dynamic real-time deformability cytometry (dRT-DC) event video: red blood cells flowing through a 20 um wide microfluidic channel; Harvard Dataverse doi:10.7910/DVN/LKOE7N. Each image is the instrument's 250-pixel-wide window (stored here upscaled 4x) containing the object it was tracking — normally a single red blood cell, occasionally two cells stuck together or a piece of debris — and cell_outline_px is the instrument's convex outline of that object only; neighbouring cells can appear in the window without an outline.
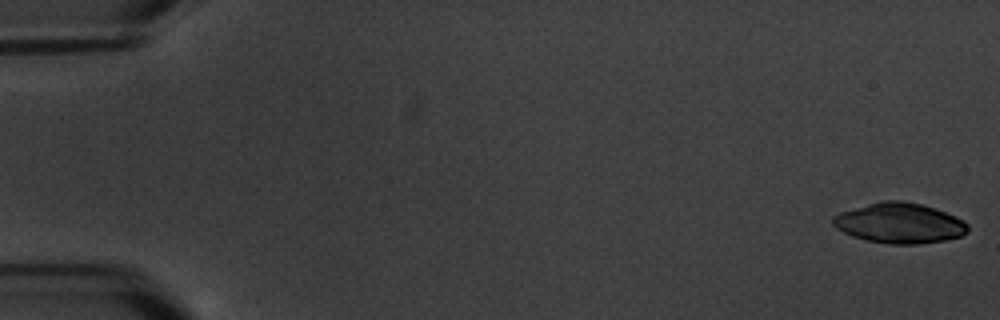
{"species": "common noctule bat (a hibernating species)", "species_latin": "Nyctalus noctula", "temperature_condition": "warm", "stored_images_in_passage": 16, "camera_frame_rate_fps": 3000, "um_per_image_px": 0.085, "animal": {"sex": "male", "body_mass_g": 20.1, "forearm_length_mm": 53.5}, "frame": {"image": 1, "passage_image": 1, "time_ms": 0.0, "image_size_px": [1000, 320], "cell_outline_px": [[968, 232], [960, 236], [944, 240], [920, 244], [888, 244], [868, 240], [852, 236], [836, 228], [832, 224], [832, 216], [840, 212], [880, 200], [904, 200], [936, 208], [964, 220], [968, 224]], "centroid_in_image_um": [76.45, 18.95], "position_along_channel_um": 8.5, "area_um2": 31.79}}
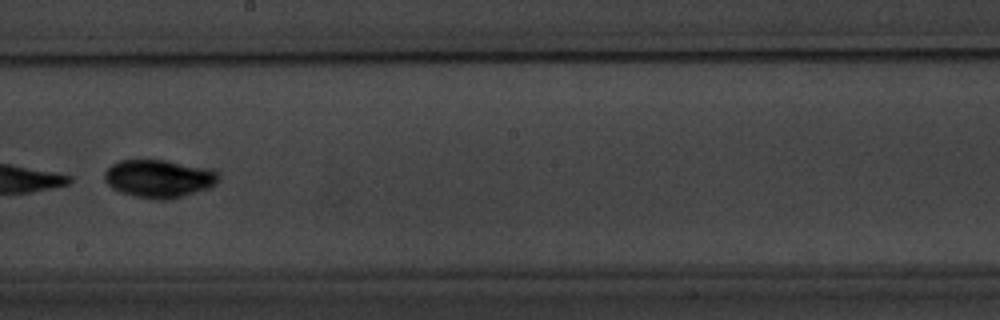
{"frame": {"image": 2, "passage_image": 10, "time_ms": 11.333, "image_size_px": [1000, 320], "cell_outline_px": [[220, 176], [216, 184], [208, 188], [196, 192], [168, 200], [160, 200], [132, 196], [120, 192], [112, 188], [104, 180], [104, 172], [112, 164], [120, 160], [164, 160], [212, 168], [220, 172]], "centroid_in_image_um": [13.53, 15.18], "position_along_channel_um": 234.7, "area_um2": 25.49}}
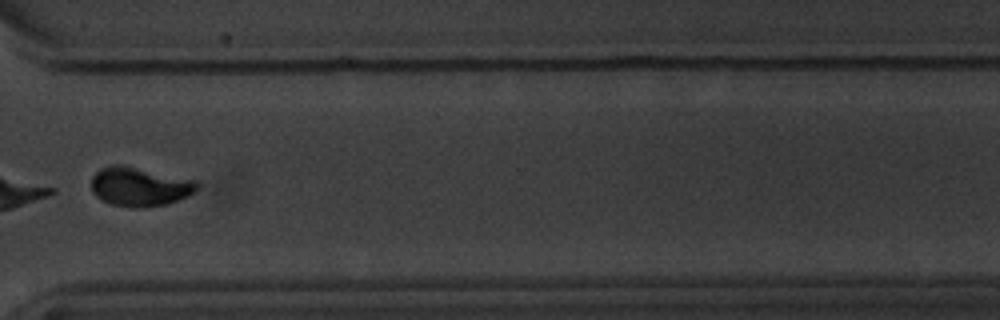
{"frame": {"image": 3, "passage_image": 13, "time_ms": 15.0, "image_size_px": [1000, 320], "cell_outline_px": [[200, 188], [188, 196], [168, 204], [144, 208], [132, 208], [112, 204], [96, 196], [92, 192], [92, 176], [100, 168], [112, 164], [120, 164], [196, 180], [200, 184]], "centroid_in_image_um": [11.9, 15.87], "position_along_channel_um": 358.7, "area_um2": 24.28}, "authors_computed_cell_mechanics": {"area_um2": 24.8829, "velocity_mm_per_s": 3.3961, "shape_relaxation_time_tau1_ms": 8.1208, "shape_relaxation_time_tau2_ms": null, "deformation_change_tau1": 0.1914, "deformation_change_tau2": null}}